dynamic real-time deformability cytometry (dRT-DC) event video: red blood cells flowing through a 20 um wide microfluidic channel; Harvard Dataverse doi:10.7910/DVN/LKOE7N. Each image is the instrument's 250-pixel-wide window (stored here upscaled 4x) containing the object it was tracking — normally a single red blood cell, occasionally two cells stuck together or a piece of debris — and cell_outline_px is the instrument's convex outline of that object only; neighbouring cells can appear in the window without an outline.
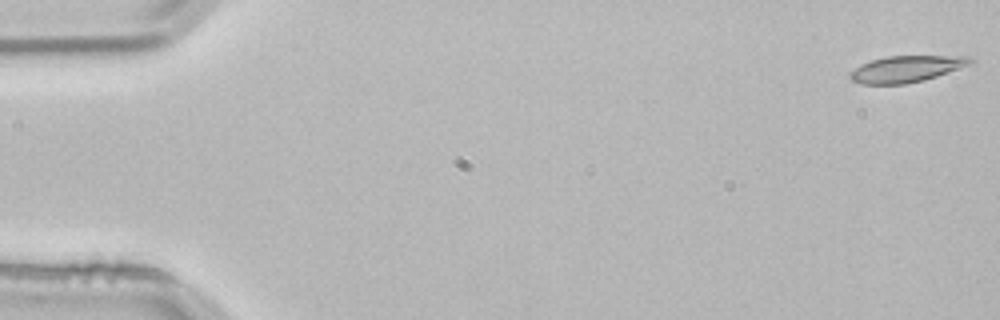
{"species": "common noctule bat (a hibernating species)", "species_latin": "Nyctalus noctula", "temperature_condition": "room temperature", "stored_images_in_passage": 4, "camera_frame_rate_fps": 3000, "um_per_image_px": 0.085, "animal": {"sex": "male", "body_mass_g": 21.5, "forearm_length_mm": 52.0}, "frame": {"image": 1, "passage_image": 1, "time_ms": 0.0, "image_size_px": [1000, 320], "cell_outline_px": [[972, 64], [924, 80], [904, 84], [864, 84], [852, 80], [848, 76], [848, 72], [860, 64], [872, 60], [888, 56], [972, 56]], "centroid_in_image_um": [77.01, 5.86], "position_along_channel_um": 8.0, "area_um2": 18.5}}
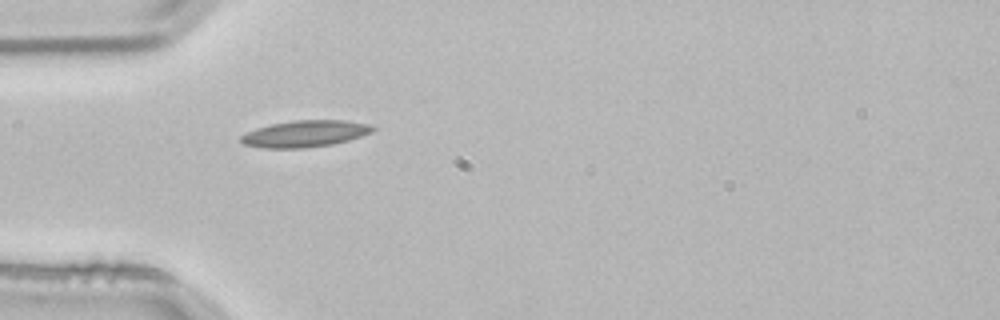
{"frame": {"image": 2, "passage_image": 4, "time_ms": 1.0, "image_size_px": [1000, 320], "cell_outline_px": [[376, 128], [372, 132], [348, 140], [332, 144], [304, 148], [260, 148], [244, 144], [240, 140], [240, 136], [256, 128], [272, 124], [292, 120], [344, 120], [368, 124]], "centroid_in_image_um": [25.91, 11.36], "position_along_channel_um": 59.1, "area_um2": 20.35}}